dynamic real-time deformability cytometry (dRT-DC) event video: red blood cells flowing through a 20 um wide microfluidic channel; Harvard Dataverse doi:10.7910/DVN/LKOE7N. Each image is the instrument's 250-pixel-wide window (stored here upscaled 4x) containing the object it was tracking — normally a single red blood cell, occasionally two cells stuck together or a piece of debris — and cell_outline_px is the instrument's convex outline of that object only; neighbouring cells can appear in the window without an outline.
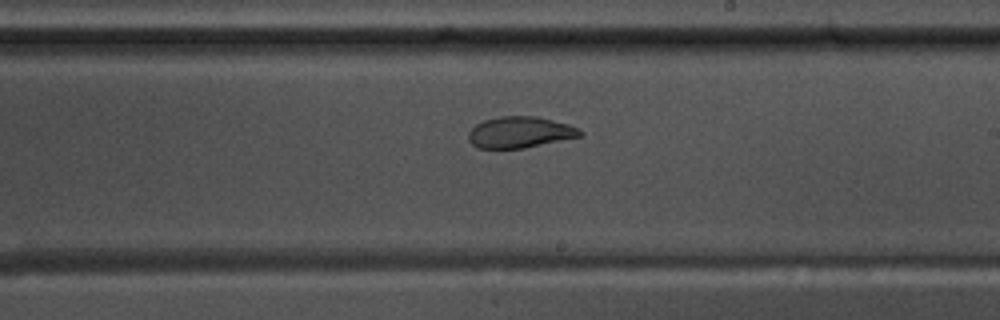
{"species": "common noctule bat (a hibernating species)", "species_latin": "Nyctalus noctula", "temperature_condition": "warm", "stored_images_in_passage": 56, "camera_frame_rate_fps": 3000, "um_per_image_px": 0.085, "animal": {"sex": "male", "body_mass_g": 17.5, "forearm_length_mm": 52.3}, "frame": {"image": 1, "passage_image": 33, "time_ms": 10.667, "image_size_px": [1000, 320], "cell_outline_px": [[584, 132], [580, 136], [524, 148], [476, 148], [468, 140], [468, 132], [476, 124], [484, 120], [500, 116], [536, 116], [568, 124], [580, 128]], "centroid_in_image_um": [44.18, 11.24], "position_along_channel_um": 244.8, "area_um2": 20.29}}
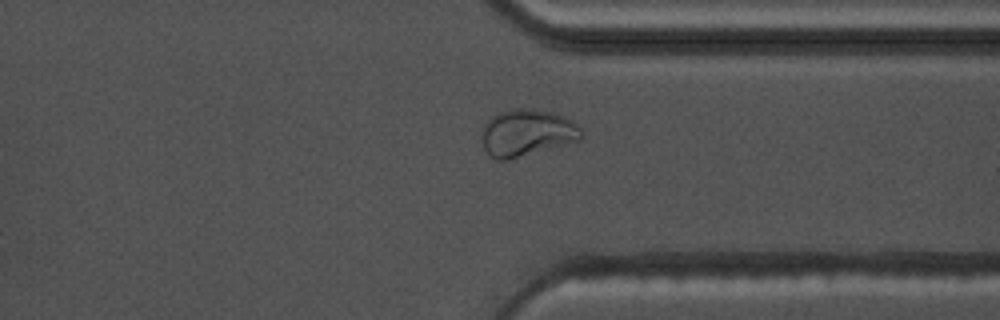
{"frame": {"image": 2, "passage_image": 43, "time_ms": 14.0, "image_size_px": [1000, 320], "cell_outline_px": [[584, 136], [580, 140], [508, 160], [496, 160], [484, 148], [480, 132], [484, 124], [492, 116], [500, 112], [516, 108], [520, 108], [552, 112], [572, 120], [580, 128]], "centroid_in_image_um": [44.77, 11.29], "position_along_channel_um": 366.6, "area_um2": 27.05}}
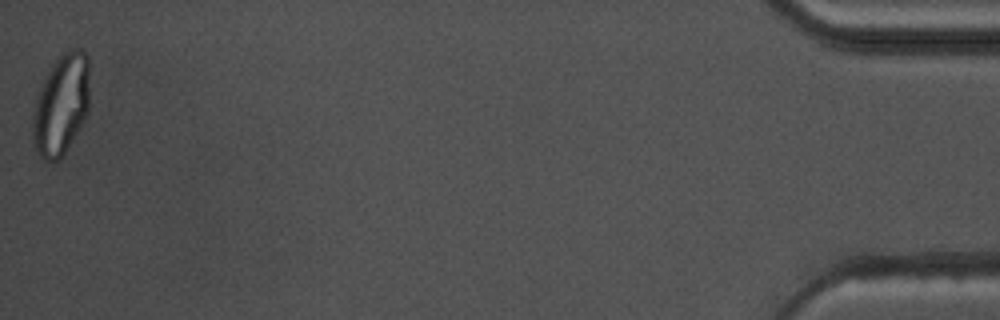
{"frame": {"image": 3, "passage_image": 56, "time_ms": 18.333, "image_size_px": [1000, 320], "cell_outline_px": [[88, 112], [80, 128], [64, 156], [56, 160], [44, 160], [40, 156], [32, 144], [32, 112], [36, 96], [44, 76], [52, 64], [64, 52], [72, 48], [80, 48], [88, 56]], "centroid_in_image_um": [5.17, 8.91], "position_along_channel_um": 430.0, "area_um2": 33.87}, "authors_computed_cell_mechanics": {"area_um2": 24.2471, "velocity_mm_per_s": 3.6609, "shape_relaxation_time_tau1_ms": null, "shape_relaxation_time_tau2_ms": 2.0201, "deformation_change_tau1": null, "deformation_change_tau2": 0.0739}}